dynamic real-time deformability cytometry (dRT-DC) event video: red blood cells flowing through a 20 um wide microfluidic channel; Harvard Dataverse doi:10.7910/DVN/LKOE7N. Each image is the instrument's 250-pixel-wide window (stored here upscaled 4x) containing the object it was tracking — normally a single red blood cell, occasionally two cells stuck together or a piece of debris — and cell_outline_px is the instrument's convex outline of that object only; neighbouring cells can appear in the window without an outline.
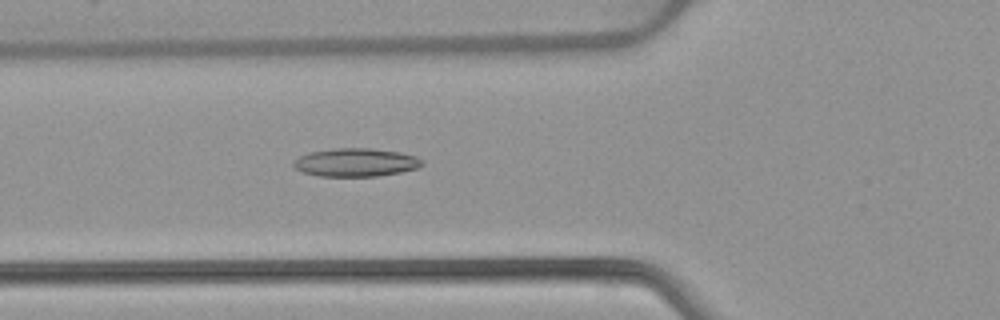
{"species": "common noctule bat (a hibernating species)", "species_latin": "Nyctalus noctula", "temperature_condition": "warm", "stored_images_in_passage": 52, "camera_frame_rate_fps": 3000, "um_per_image_px": 0.085, "animal": {"sex": "female", "body_mass_g": 22.7, "forearm_length_mm": 54.2}, "frame": {"image": 1, "passage_image": 19, "time_ms": 6.0, "image_size_px": [1000, 320], "cell_outline_px": [[424, 164], [420, 168], [400, 172], [376, 176], [320, 176], [304, 172], [292, 168], [292, 160], [308, 152], [336, 148], [372, 148], [400, 152], [416, 156], [424, 160]], "centroid_in_image_um": [30.24, 13.8], "position_along_channel_um": 95.6, "area_um2": 21.44}}
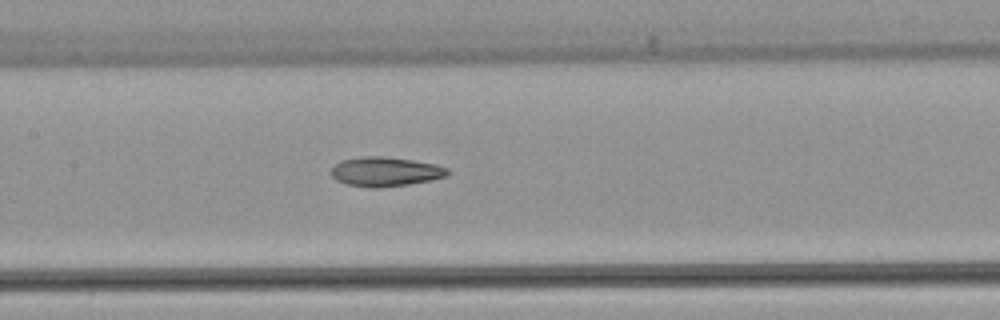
{"frame": {"image": 2, "passage_image": 25, "time_ms": 8.0, "image_size_px": [1000, 320], "cell_outline_px": [[448, 176], [432, 180], [408, 184], [380, 188], [368, 188], [348, 184], [336, 180], [332, 176], [332, 168], [340, 160], [360, 156], [384, 156], [412, 160], [436, 164], [448, 168]], "centroid_in_image_um": [32.76, 14.59], "position_along_channel_um": 174.6, "area_um2": 20.06}}
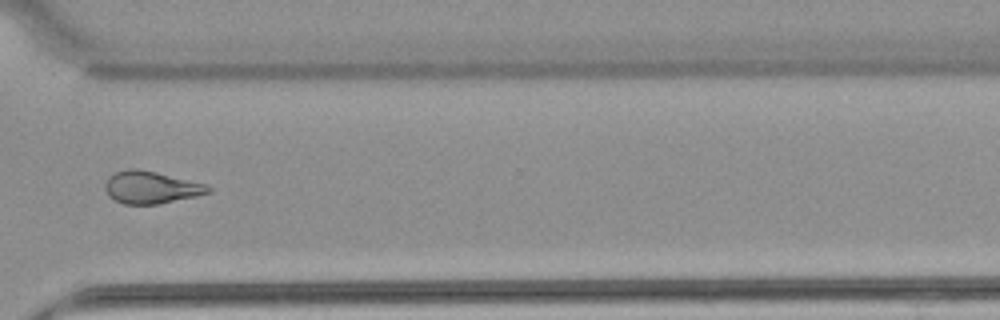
{"frame": {"image": 3, "passage_image": 39, "time_ms": 12.667, "image_size_px": [1000, 320], "cell_outline_px": [[212, 188], [208, 192], [196, 196], [160, 204], [124, 204], [108, 196], [104, 188], [104, 184], [108, 176], [116, 172], [128, 168], [140, 168], [208, 184]], "centroid_in_image_um": [12.82, 15.91], "position_along_channel_um": 357.8, "area_um2": 19.65}, "authors_computed_cell_mechanics": {"area_um2": 20.5479, "velocity_mm_per_s": 3.9226, "shape_relaxation_time_tau1_ms": 10.1226, "shape_relaxation_time_tau2_ms": 1.8273, "deformation_change_tau1": 0.239, "deformation_change_tau2": 0.0919}}